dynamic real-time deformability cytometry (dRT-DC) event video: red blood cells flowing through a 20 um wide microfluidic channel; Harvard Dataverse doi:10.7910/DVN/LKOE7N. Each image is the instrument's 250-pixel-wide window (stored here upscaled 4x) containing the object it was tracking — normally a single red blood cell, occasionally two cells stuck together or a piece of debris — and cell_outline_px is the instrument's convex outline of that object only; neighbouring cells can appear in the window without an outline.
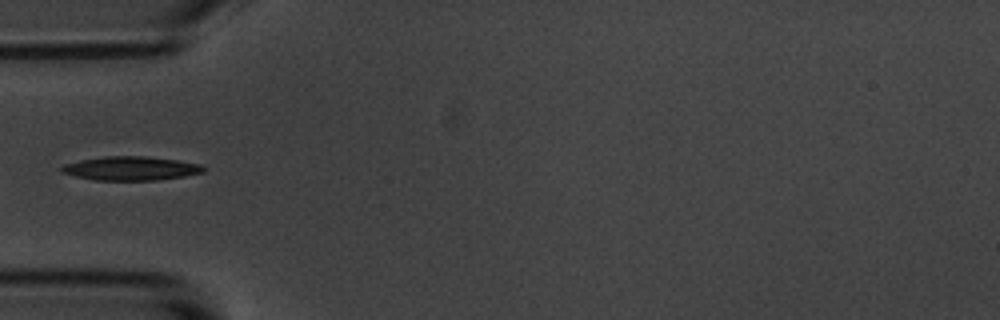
{"species": "common noctule bat (a hibernating species)", "species_latin": "Nyctalus noctula", "temperature_condition": "room temperature", "stored_images_in_passage": 3, "camera_frame_rate_fps": 3000, "um_per_image_px": 0.085, "animal": {"sex": "male", "body_mass_g": 20.1, "forearm_length_mm": 53.5}, "frame": {"image": 1, "passage_image": 3, "time_ms": 2.333, "image_size_px": [1000, 320], "cell_outline_px": [[204, 172], [184, 176], [156, 180], [96, 180], [76, 176], [60, 172], [60, 168], [64, 164], [80, 160], [104, 156], [144, 156], [176, 160], [200, 164], [204, 168]], "centroid_in_image_um": [11.09, 14.31], "position_along_channel_um": 73.9, "area_um2": 19.59}}